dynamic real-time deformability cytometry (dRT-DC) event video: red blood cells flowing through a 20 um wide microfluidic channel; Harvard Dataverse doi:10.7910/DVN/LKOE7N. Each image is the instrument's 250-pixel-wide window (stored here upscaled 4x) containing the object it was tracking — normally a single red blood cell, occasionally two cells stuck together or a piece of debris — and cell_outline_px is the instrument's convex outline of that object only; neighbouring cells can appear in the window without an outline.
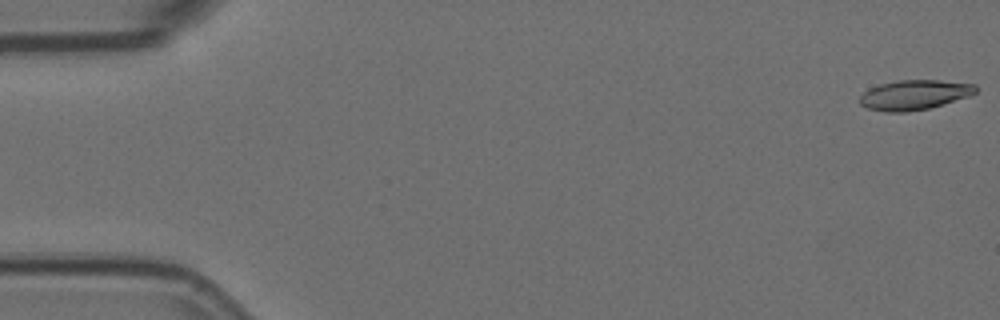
{"species": "Egyptian fruit bat (a non-hibernating species)", "species_latin": "Rousettus aegyptiacus", "temperature_condition": "room temperature", "stored_images_in_passage": 50, "camera_frame_rate_fps": 3000, "um_per_image_px": 0.085, "animal": {"sex": "female"}, "frame": {"image": 1, "passage_image": 1, "time_ms": 0.0, "image_size_px": [1000, 320], "cell_outline_px": [[976, 92], [968, 96], [928, 108], [904, 112], [884, 112], [868, 108], [860, 104], [860, 96], [868, 88], [880, 84], [896, 80], [940, 80], [976, 84]], "centroid_in_image_um": [77.68, 8.05], "position_along_channel_um": 7.3, "area_um2": 20.0}}
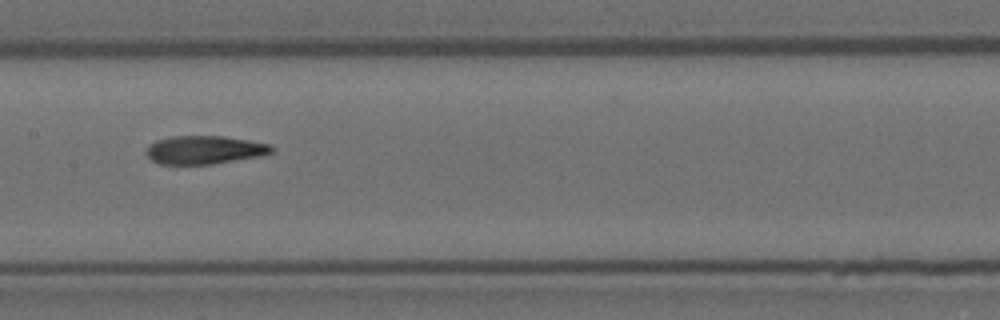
{"frame": {"image": 2, "passage_image": 28, "time_ms": 9.0, "image_size_px": [1000, 320], "cell_outline_px": [[276, 148], [272, 152], [260, 156], [212, 164], [160, 164], [152, 160], [144, 152], [148, 144], [156, 140], [168, 136], [224, 136], [272, 144]], "centroid_in_image_um": [17.37, 12.73], "position_along_channel_um": 190.0, "area_um2": 20.92}}
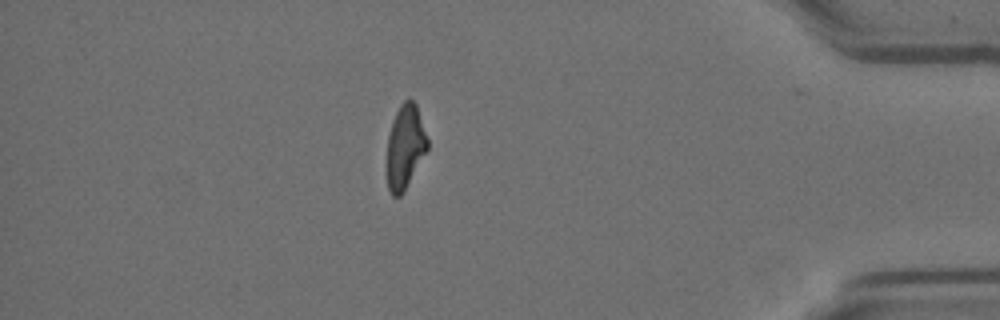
{"frame": {"image": 3, "passage_image": 49, "time_ms": 16.0, "image_size_px": [1000, 320], "cell_outline_px": [[428, 148], [404, 192], [400, 196], [392, 196], [388, 188], [388, 136], [392, 120], [400, 104], [408, 96], [416, 104], [428, 140]], "centroid_in_image_um": [34.44, 12.45], "position_along_channel_um": 400.8, "area_um2": 19.65}}